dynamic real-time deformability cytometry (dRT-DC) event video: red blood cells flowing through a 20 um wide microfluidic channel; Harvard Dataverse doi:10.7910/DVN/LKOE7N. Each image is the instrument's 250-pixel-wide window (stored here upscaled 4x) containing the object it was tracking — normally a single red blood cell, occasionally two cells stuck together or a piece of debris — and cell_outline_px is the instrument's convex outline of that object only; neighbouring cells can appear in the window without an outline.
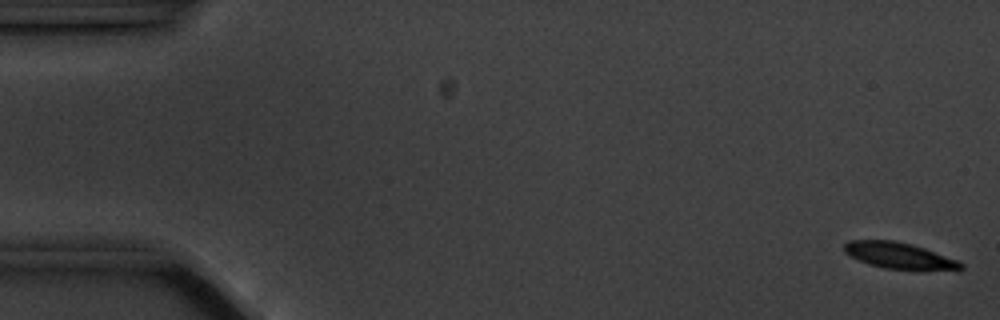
{"species": "common noctule bat (a hibernating species)", "species_latin": "Nyctalus noctula", "temperature_condition": "cold", "stored_images_in_passage": 58, "camera_frame_rate_fps": 3000, "um_per_image_px": 0.085, "animal": {"sex": "male", "body_mass_g": 20.1, "forearm_length_mm": 53.5}, "frame": {"image": 1, "passage_image": 2, "time_ms": 0.333, "image_size_px": [1000, 320], "cell_outline_px": [[964, 268], [960, 272], [920, 272], [884, 268], [868, 264], [844, 252], [844, 244], [848, 240], [892, 240], [912, 244], [924, 248], [956, 260], [964, 264]], "centroid_in_image_um": [76.57, 21.79], "position_along_channel_um": 8.4, "area_um2": 18.67}}
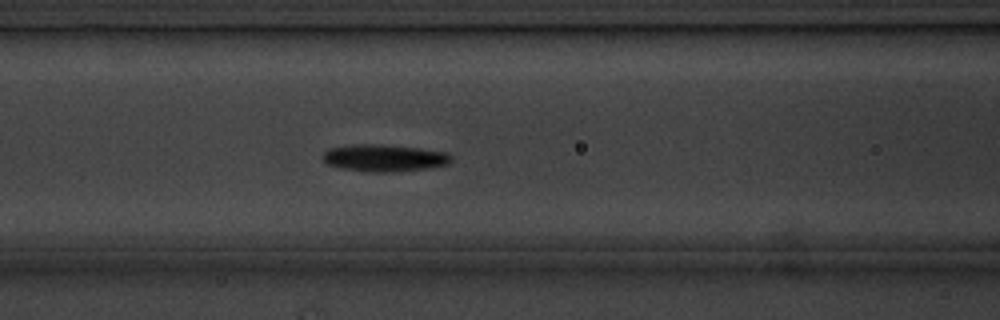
{"frame": {"image": 2, "passage_image": 24, "time_ms": 7.667, "image_size_px": [1000, 320], "cell_outline_px": [[452, 160], [448, 164], [428, 168], [392, 172], [368, 172], [340, 168], [328, 164], [320, 156], [328, 148], [352, 144], [376, 144], [420, 148], [448, 152], [452, 156]], "centroid_in_image_um": [32.65, 13.42], "position_along_channel_um": 134.0, "area_um2": 20.46}}
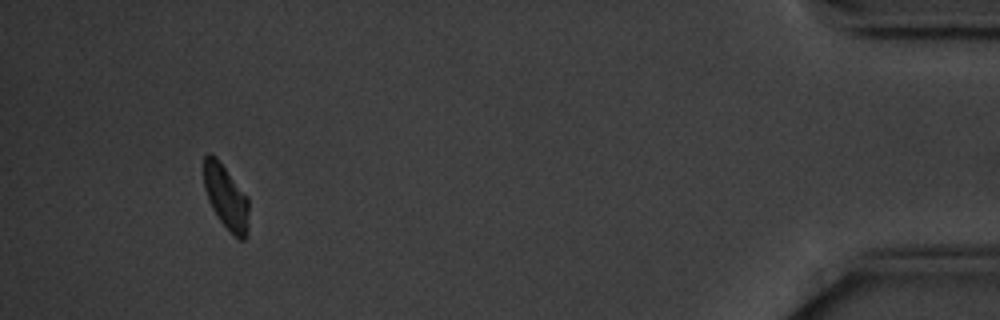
{"frame": {"image": 3, "passage_image": 54, "time_ms": 17.667, "image_size_px": [1000, 320], "cell_outline_px": [[248, 232], [244, 240], [240, 240], [228, 232], [212, 208], [208, 200], [204, 188], [204, 156], [208, 152], [212, 152], [216, 156], [248, 196]], "centroid_in_image_um": [19.21, 16.75], "position_along_channel_um": 416.0, "area_um2": 17.17}, "authors_computed_cell_mechanics": {"area_um2": 18.4093, "velocity_mm_per_s": 3.5142, "shape_relaxation_time_tau1_ms": 2.0257, "shape_relaxation_time_tau2_ms": null, "deformation_change_tau1": 0.1016, "deformation_change_tau2": null}}